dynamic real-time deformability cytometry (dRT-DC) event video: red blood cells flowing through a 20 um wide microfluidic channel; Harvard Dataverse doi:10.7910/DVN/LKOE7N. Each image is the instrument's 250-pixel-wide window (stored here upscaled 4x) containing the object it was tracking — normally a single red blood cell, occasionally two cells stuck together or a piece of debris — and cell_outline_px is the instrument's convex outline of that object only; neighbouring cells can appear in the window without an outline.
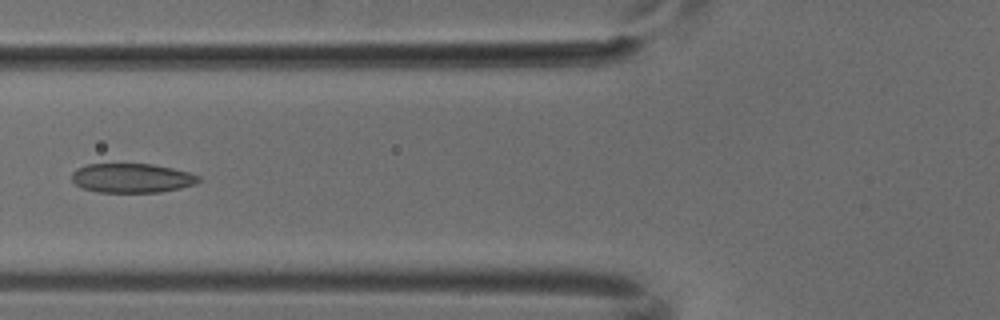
{"species": "common noctule bat (a hibernating species)", "species_latin": "Nyctalus noctula", "temperature_condition": "cold", "stored_images_in_passage": 7, "camera_frame_rate_fps": 3000, "um_per_image_px": 0.085, "animal": {"sex": "male", "body_mass_g": 18.8}, "frame": {"image": 1, "passage_image": 6, "time_ms": 1.667, "image_size_px": [1000, 320], "cell_outline_px": [[200, 180], [196, 184], [180, 188], [160, 192], [96, 192], [84, 188], [76, 184], [72, 180], [72, 172], [76, 168], [88, 164], [152, 164], [172, 168], [188, 172], [200, 176]], "centroid_in_image_um": [11.21, 15.13], "position_along_channel_um": 114.6, "area_um2": 21.62}}
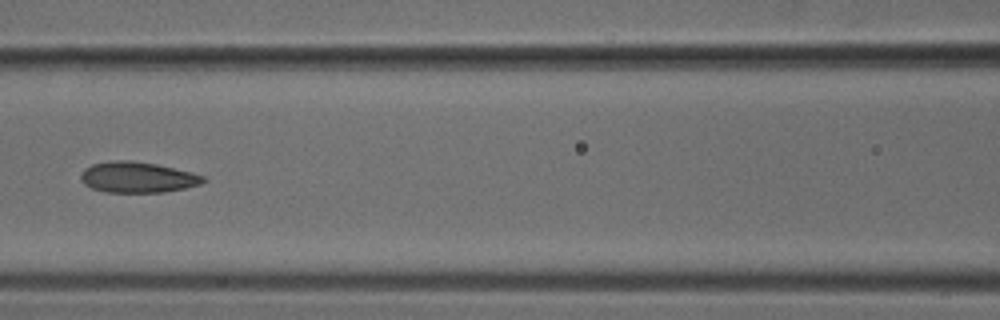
{"frame": {"image": 2, "passage_image": 7, "time_ms": 2.0, "image_size_px": [1000, 320], "cell_outline_px": [[208, 180], [200, 184], [184, 188], [164, 192], [104, 192], [92, 188], [84, 184], [80, 180], [80, 176], [84, 168], [92, 164], [112, 160], [132, 160], [156, 164], [192, 172], [204, 176]], "centroid_in_image_um": [11.68, 15.06], "position_along_channel_um": 154.9, "area_um2": 22.08}}